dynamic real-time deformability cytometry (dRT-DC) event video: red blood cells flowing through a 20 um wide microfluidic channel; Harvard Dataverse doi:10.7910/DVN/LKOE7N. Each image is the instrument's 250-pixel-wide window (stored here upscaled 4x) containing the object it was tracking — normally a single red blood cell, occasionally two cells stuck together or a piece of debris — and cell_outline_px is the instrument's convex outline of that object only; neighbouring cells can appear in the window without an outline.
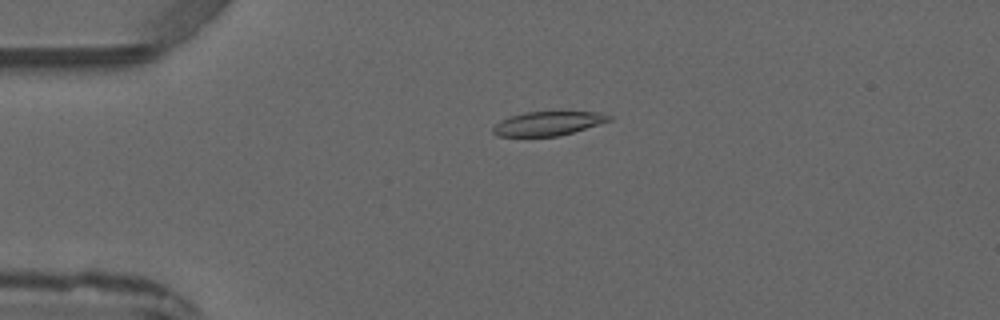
{"species": "common noctule bat (a hibernating species)", "species_latin": "Nyctalus noctula", "temperature_condition": "warm", "stored_images_in_passage": 3, "camera_frame_rate_fps": 3000, "um_per_image_px": 0.085, "animal": {"sex": "male", "forearm_length_mm": 52.5}, "frame": {"image": 1, "passage_image": 2, "time_ms": 2.333, "image_size_px": [1000, 320], "cell_outline_px": [[612, 120], [572, 132], [556, 136], [496, 136], [492, 132], [492, 128], [500, 120], [508, 116], [524, 112], [596, 112], [612, 116]], "centroid_in_image_um": [46.53, 10.49], "position_along_channel_um": 38.5, "area_um2": 16.13}}